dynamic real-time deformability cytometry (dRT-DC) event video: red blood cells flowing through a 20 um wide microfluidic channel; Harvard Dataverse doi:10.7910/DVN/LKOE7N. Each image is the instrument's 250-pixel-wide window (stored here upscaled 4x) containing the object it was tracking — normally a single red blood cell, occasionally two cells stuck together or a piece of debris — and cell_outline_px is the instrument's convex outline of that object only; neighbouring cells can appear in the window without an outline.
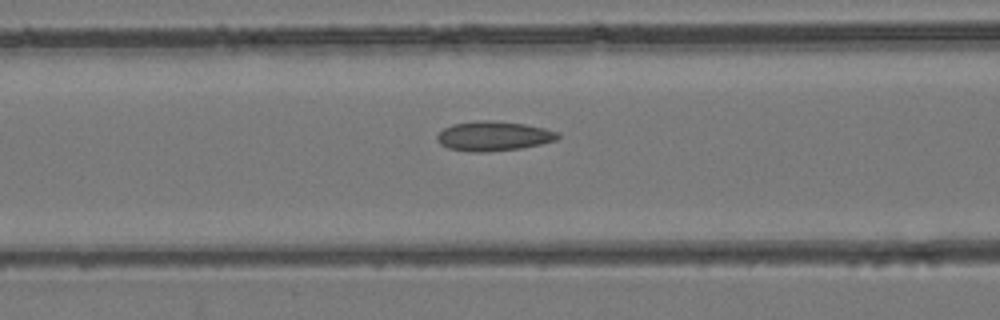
{"species": "common noctule bat (a hibernating species)", "species_latin": "Nyctalus noctula", "temperature_condition": "room temperature", "stored_images_in_passage": 27, "camera_frame_rate_fps": 3000, "um_per_image_px": 0.085, "animal": {"sex": "female", "body_mass_g": 24.6, "forearm_length_mm": 56.2}, "frame": {"image": 1, "passage_image": 9, "time_ms": 2.667, "image_size_px": [1000, 320], "cell_outline_px": [[560, 136], [556, 140], [540, 144], [520, 148], [488, 152], [468, 152], [448, 148], [440, 144], [436, 140], [436, 136], [444, 128], [452, 124], [476, 120], [492, 120], [524, 124], [544, 128], [560, 132]], "centroid_in_image_um": [41.93, 11.56], "position_along_channel_um": 124.7, "area_um2": 20.98}}
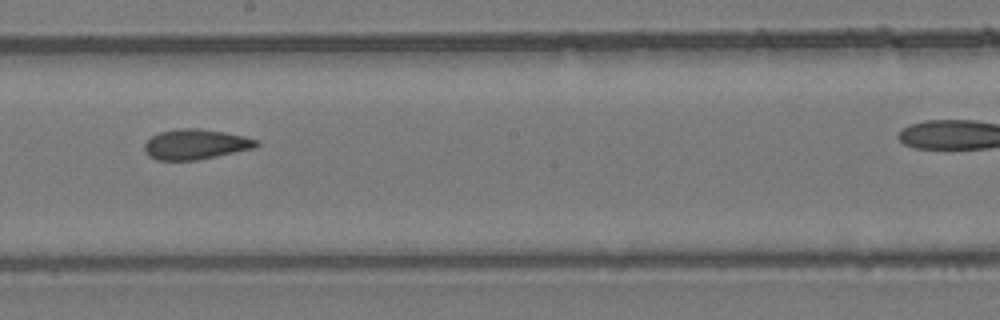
{"frame": {"image": 2, "passage_image": 16, "time_ms": 5.0, "image_size_px": [1000, 320], "cell_outline_px": [[260, 144], [256, 148], [196, 160], [156, 160], [148, 156], [144, 152], [144, 144], [152, 136], [160, 132], [176, 128], [200, 128], [224, 132], [244, 136], [256, 140]], "centroid_in_image_um": [16.61, 12.26], "position_along_channel_um": 231.6, "area_um2": 19.77}}
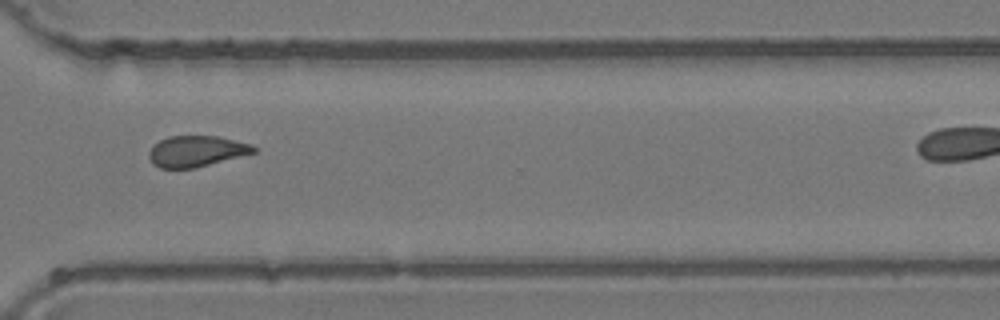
{"frame": {"image": 3, "passage_image": 24, "time_ms": 7.667, "image_size_px": [1000, 320], "cell_outline_px": [[256, 152], [196, 168], [160, 168], [152, 164], [148, 156], [148, 152], [160, 140], [168, 136], [220, 136], [252, 144], [256, 148]], "centroid_in_image_um": [16.7, 12.85], "position_along_channel_um": 353.9, "area_um2": 18.96}}